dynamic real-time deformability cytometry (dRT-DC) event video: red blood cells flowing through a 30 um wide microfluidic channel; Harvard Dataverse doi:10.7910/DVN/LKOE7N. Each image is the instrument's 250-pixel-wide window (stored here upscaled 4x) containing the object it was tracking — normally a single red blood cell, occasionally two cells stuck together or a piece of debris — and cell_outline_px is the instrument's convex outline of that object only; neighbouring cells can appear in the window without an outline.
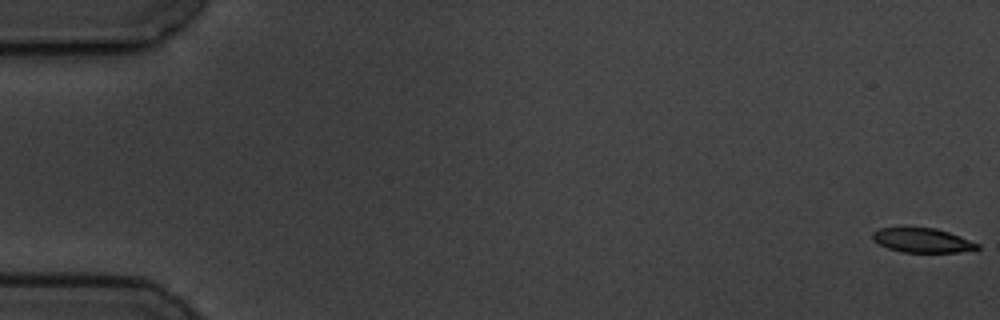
{"species": "common noctule bat (a hibernating species)", "species_latin": "Nyctalus noctula", "temperature_condition": "cold", "stored_images_in_passage": 5, "camera_frame_rate_fps": 3000, "um_per_image_px": 0.085, "animal": {"sex": "male", "body_mass_g": 19.5, "forearm_length_mm": 54.6}, "frame": {"image": 1, "passage_image": 1, "time_ms": 0.0, "image_size_px": [1000, 320], "cell_outline_px": [[980, 248], [960, 252], [900, 252], [888, 248], [872, 240], [872, 232], [880, 228], [900, 224], [904, 224], [936, 228], [948, 232], [980, 244]], "centroid_in_image_um": [78.31, 20.37], "position_along_channel_um": 6.7, "area_um2": 15.61}}
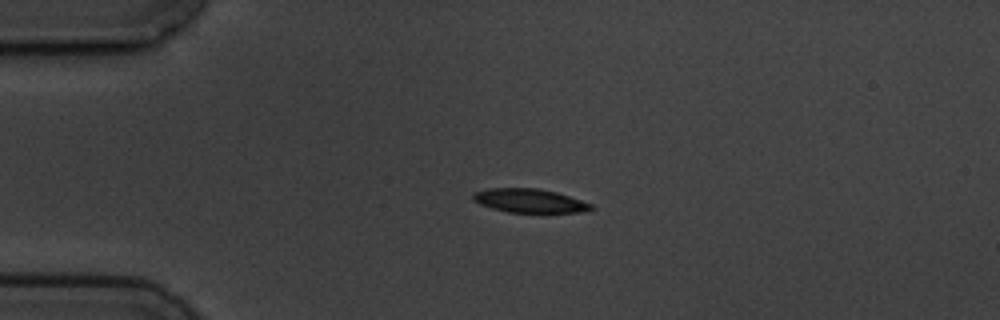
{"frame": {"image": 2, "passage_image": 4, "time_ms": 4.333, "image_size_px": [1000, 320], "cell_outline_px": [[596, 208], [580, 212], [508, 212], [492, 208], [480, 204], [472, 200], [472, 192], [488, 188], [540, 188], [556, 192], [592, 204]], "centroid_in_image_um": [44.97, 17.05], "position_along_channel_um": 40.0, "area_um2": 16.36}}